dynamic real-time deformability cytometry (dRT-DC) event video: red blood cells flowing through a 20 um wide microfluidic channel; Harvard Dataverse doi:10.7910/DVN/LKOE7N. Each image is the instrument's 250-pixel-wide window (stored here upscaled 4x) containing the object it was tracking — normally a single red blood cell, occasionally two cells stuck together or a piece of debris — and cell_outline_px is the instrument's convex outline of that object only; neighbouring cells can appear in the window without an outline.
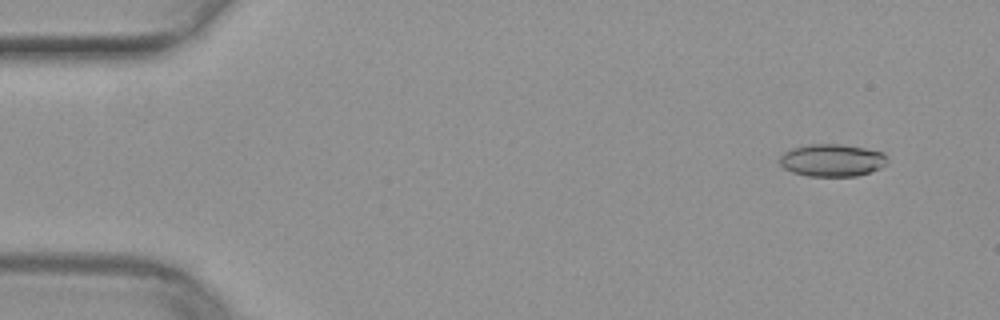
{"species": "common noctule bat (a hibernating species)", "species_latin": "Nyctalus noctula", "temperature_condition": "warm", "stored_images_in_passage": 6, "camera_frame_rate_fps": 3000, "um_per_image_px": 0.085, "animal": {"sex": "female", "body_mass_g": 29.2, "forearm_length_mm": 56.3}, "frame": {"image": 1, "passage_image": 1, "time_ms": 0.0, "image_size_px": [1000, 320], "cell_outline_px": [[888, 164], [880, 168], [856, 176], [808, 176], [792, 172], [784, 168], [780, 164], [780, 156], [784, 152], [792, 148], [812, 144], [840, 144], [864, 148], [884, 152], [888, 156]], "centroid_in_image_um": [70.75, 13.62], "position_along_channel_um": 14.2, "area_um2": 20.4}}